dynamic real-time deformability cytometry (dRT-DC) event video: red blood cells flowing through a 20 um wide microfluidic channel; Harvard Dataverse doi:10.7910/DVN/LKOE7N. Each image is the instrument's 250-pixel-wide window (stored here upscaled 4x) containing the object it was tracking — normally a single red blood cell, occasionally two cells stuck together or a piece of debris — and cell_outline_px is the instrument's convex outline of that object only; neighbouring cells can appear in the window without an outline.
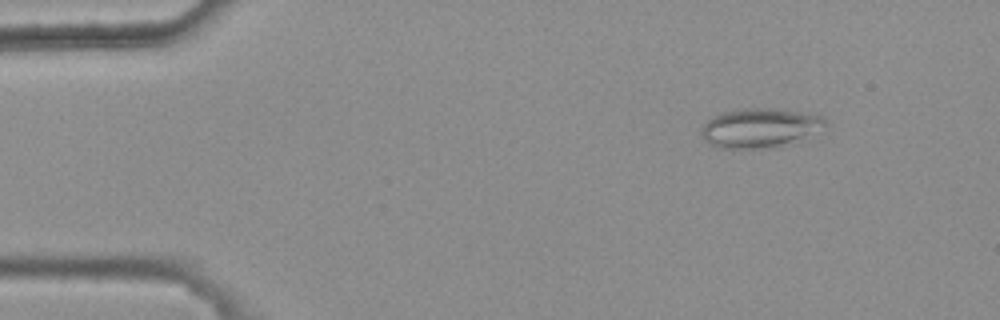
{"species": "common noctule bat (a hibernating species)", "species_latin": "Nyctalus noctula", "temperature_condition": "warm", "stored_images_in_passage": 6, "camera_frame_rate_fps": 3000, "um_per_image_px": 0.085, "animal": {"sex": "female", "body_mass_g": 25.1}, "frame": {"image": 1, "passage_image": 2, "time_ms": 0.333, "image_size_px": [1000, 320], "cell_outline_px": [[828, 120], [824, 124], [776, 148], [720, 148], [708, 144], [704, 140], [700, 132], [704, 124], [712, 116], [724, 112], [740, 108], [784, 108], [824, 116]], "centroid_in_image_um": [64.47, 10.84], "position_along_channel_um": 20.5, "area_um2": 27.92}}
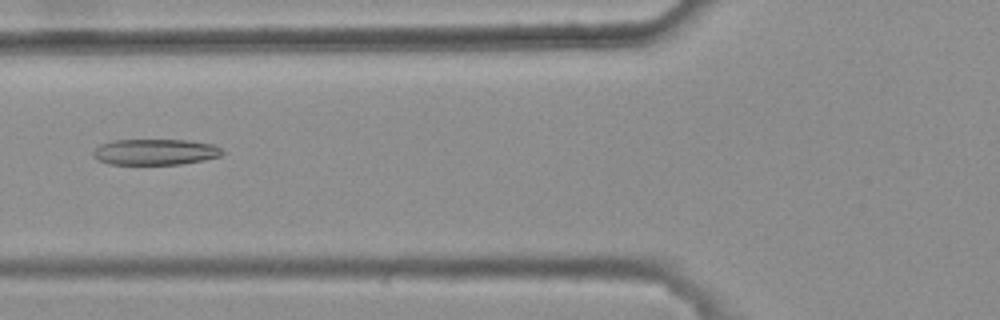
{"frame": {"image": 2, "passage_image": 6, "time_ms": 1.667, "image_size_px": [1000, 320], "cell_outline_px": [[224, 152], [220, 156], [204, 160], [180, 164], [108, 164], [96, 160], [92, 156], [92, 152], [100, 144], [112, 140], [188, 140], [212, 144], [220, 148]], "centroid_in_image_um": [13.15, 12.92], "position_along_channel_um": 112.7, "area_um2": 19.59}}